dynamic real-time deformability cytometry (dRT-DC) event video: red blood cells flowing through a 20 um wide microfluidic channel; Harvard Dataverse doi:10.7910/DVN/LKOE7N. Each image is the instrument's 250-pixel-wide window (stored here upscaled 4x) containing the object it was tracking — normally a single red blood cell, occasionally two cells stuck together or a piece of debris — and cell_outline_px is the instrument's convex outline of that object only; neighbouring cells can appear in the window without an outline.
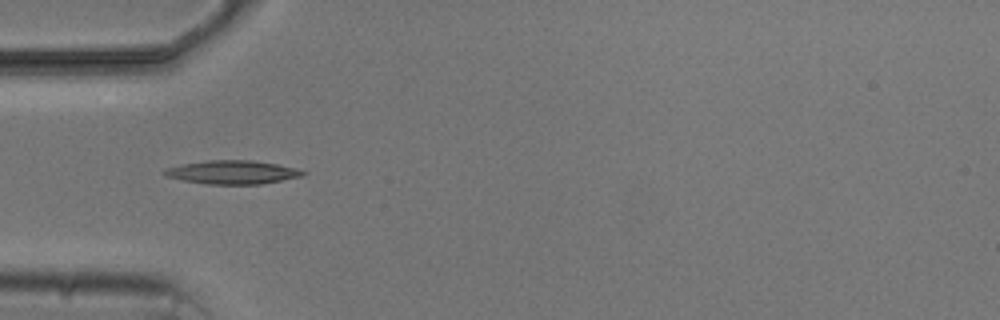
{"species": "common noctule bat (a hibernating species)", "species_latin": "Nyctalus noctula", "temperature_condition": "cold", "stored_images_in_passage": 7, "camera_frame_rate_fps": 3000, "um_per_image_px": 0.085, "animal": {"sex": "male", "body_mass_g": 20.5, "forearm_length_mm": 52.5}, "frame": {"image": 1, "passage_image": 5, "time_ms": 4.667, "image_size_px": [1000, 320], "cell_outline_px": [[308, 172], [304, 176], [260, 184], [208, 184], [184, 180], [164, 176], [160, 172], [164, 168], [184, 164], [208, 160], [252, 160], [276, 164]], "centroid_in_image_um": [19.72, 14.64], "position_along_channel_um": 65.3, "area_um2": 18.9}}
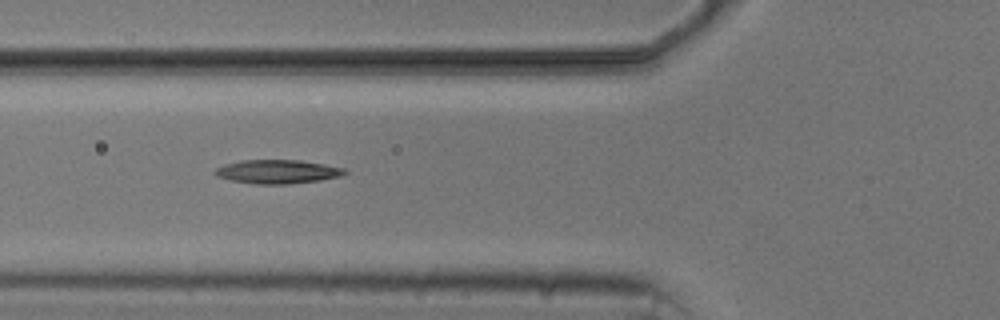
{"frame": {"image": 2, "passage_image": 6, "time_ms": 5.667, "image_size_px": [1000, 320], "cell_outline_px": [[348, 172], [340, 176], [320, 180], [288, 184], [256, 184], [232, 180], [216, 176], [212, 172], [216, 168], [224, 164], [244, 160], [300, 160], [324, 164], [344, 168]], "centroid_in_image_um": [23.57, 14.59], "position_along_channel_um": 102.2, "area_um2": 17.92}}
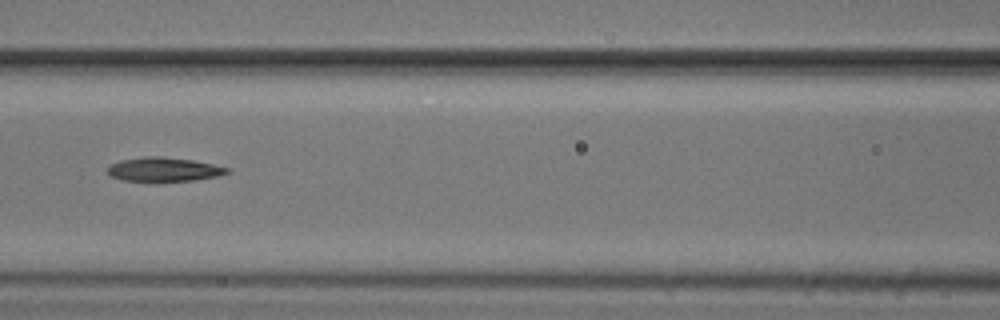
{"frame": {"image": 3, "passage_image": 7, "time_ms": 7.0, "image_size_px": [1000, 320], "cell_outline_px": [[232, 168], [228, 172], [216, 176], [192, 180], [120, 180], [112, 176], [108, 172], [108, 168], [112, 164], [120, 160], [144, 156], [160, 156], [192, 160]], "centroid_in_image_um": [13.93, 14.38], "position_along_channel_um": 152.7, "area_um2": 16.3}}